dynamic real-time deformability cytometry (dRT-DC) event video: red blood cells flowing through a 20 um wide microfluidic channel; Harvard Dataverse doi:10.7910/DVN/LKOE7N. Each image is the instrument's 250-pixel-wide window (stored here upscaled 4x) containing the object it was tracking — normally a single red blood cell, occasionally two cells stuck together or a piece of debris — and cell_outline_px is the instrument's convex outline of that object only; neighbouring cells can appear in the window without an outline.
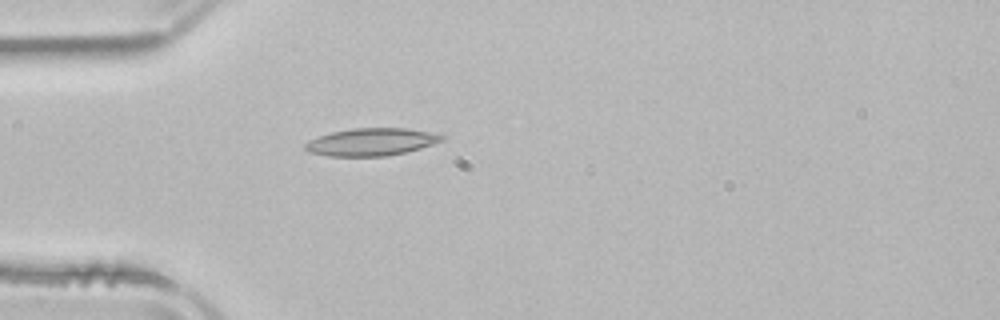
{"species": "common noctule bat (a hibernating species)", "species_latin": "Nyctalus noctula", "temperature_condition": "room temperature", "stored_images_in_passage": 3, "camera_frame_rate_fps": 3000, "um_per_image_px": 0.085, "animal": {"sex": "male", "body_mass_g": 21.5, "forearm_length_mm": 52.0}, "frame": {"image": 1, "passage_image": 3, "time_ms": 4.0, "image_size_px": [1000, 320], "cell_outline_px": [[448, 136], [444, 140], [420, 148], [404, 152], [384, 156], [328, 156], [308, 152], [304, 148], [304, 144], [308, 140], [332, 132], [352, 128], [408, 128], [444, 132]], "centroid_in_image_um": [31.66, 12.04], "position_along_channel_um": 53.3, "area_um2": 22.31}}